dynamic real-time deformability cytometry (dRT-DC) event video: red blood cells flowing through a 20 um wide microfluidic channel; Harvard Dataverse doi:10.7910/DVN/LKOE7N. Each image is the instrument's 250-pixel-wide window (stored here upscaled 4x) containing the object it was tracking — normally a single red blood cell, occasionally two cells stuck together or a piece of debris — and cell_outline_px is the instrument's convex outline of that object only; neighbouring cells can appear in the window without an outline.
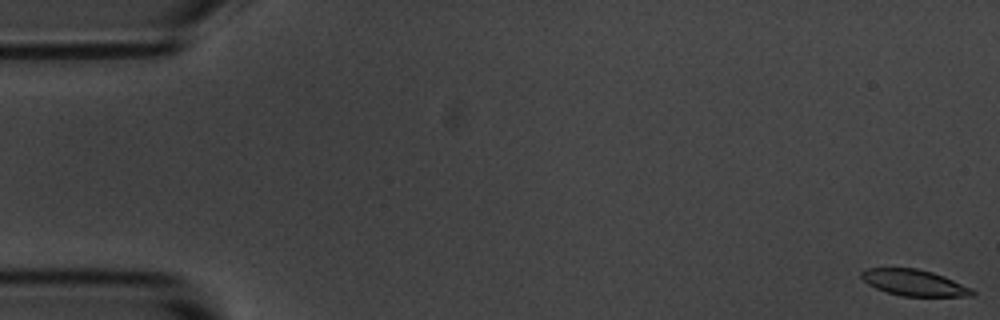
{"species": "common noctule bat (a hibernating species)", "species_latin": "Nyctalus noctula", "temperature_condition": "room temperature", "stored_images_in_passage": 57, "camera_frame_rate_fps": 3000, "um_per_image_px": 0.085, "animal": {"sex": "male", "body_mass_g": 20.1, "forearm_length_mm": 53.5}, "frame": {"image": 1, "passage_image": 1, "time_ms": 0.0, "image_size_px": [1000, 320], "cell_outline_px": [[976, 292], [972, 296], [900, 296], [876, 288], [868, 284], [860, 276], [860, 272], [868, 268], [916, 268], [932, 272], [944, 276], [972, 288]], "centroid_in_image_um": [77.71, 24.03], "position_along_channel_um": 7.3, "area_um2": 16.88}}
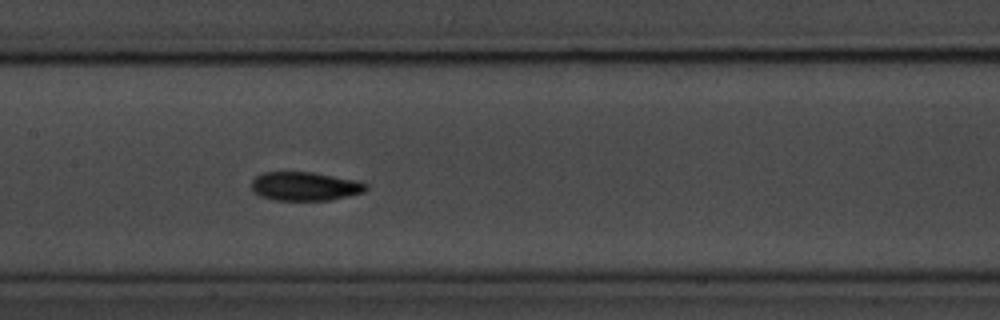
{"frame": {"image": 2, "passage_image": 27, "time_ms": 8.667, "image_size_px": [1000, 320], "cell_outline_px": [[368, 188], [364, 192], [348, 196], [328, 200], [272, 200], [260, 196], [252, 192], [252, 180], [256, 176], [264, 172], [312, 172], [356, 180], [368, 184]], "centroid_in_image_um": [25.91, 15.84], "position_along_channel_um": 181.5, "area_um2": 19.25}}
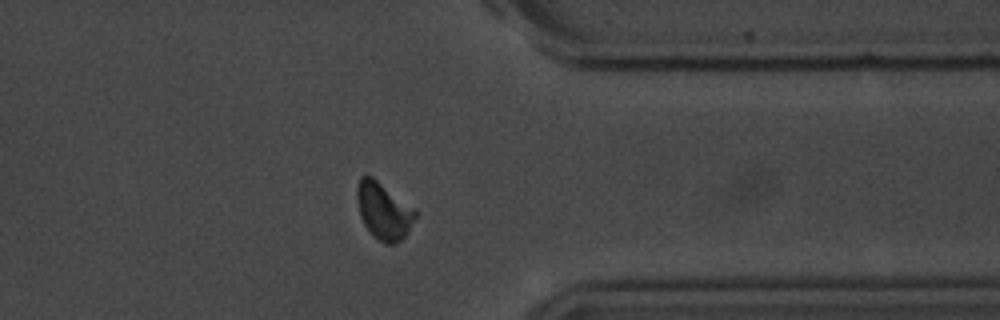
{"frame": {"image": 3, "passage_image": 44, "time_ms": 14.333, "image_size_px": [1000, 320], "cell_outline_px": [[420, 212], [408, 232], [400, 240], [392, 244], [384, 244], [372, 236], [364, 224], [360, 216], [356, 200], [356, 188], [360, 176], [372, 176], [416, 208]], "centroid_in_image_um": [32.63, 17.92], "position_along_channel_um": 378.8, "area_um2": 19.83}, "authors_computed_cell_mechanics": {"area_um2": 18.496, "velocity_mm_per_s": 3.6196, "shape_relaxation_time_tau1_ms": 3.7489, "shape_relaxation_time_tau2_ms": 4.5597, "deformation_change_tau1": 0.1404, "deformation_change_tau2": 0.0981}}